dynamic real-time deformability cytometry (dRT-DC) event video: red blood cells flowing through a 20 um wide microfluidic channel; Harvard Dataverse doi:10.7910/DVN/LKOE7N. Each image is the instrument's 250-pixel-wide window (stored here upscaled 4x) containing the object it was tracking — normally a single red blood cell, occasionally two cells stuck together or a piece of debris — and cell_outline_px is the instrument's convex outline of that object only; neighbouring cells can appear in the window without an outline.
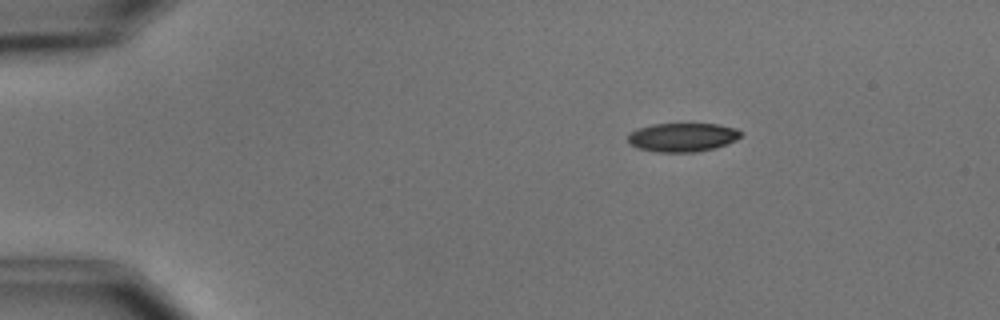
{"species": "common noctule bat (a hibernating species)", "species_latin": "Nyctalus noctula", "temperature_condition": "cold", "stored_images_in_passage": 4, "camera_frame_rate_fps": 3000, "um_per_image_px": 0.085, "animal": {"sex": "male", "body_mass_g": 15.6}, "frame": {"image": 1, "passage_image": 2, "time_ms": 1.333, "image_size_px": [1000, 320], "cell_outline_px": [[740, 136], [736, 140], [712, 148], [696, 152], [656, 152], [640, 148], [632, 144], [628, 140], [628, 136], [632, 132], [640, 128], [652, 124], [716, 124], [736, 128], [740, 132]], "centroid_in_image_um": [58.02, 11.66], "position_along_channel_um": 27.0, "area_um2": 18.5}}